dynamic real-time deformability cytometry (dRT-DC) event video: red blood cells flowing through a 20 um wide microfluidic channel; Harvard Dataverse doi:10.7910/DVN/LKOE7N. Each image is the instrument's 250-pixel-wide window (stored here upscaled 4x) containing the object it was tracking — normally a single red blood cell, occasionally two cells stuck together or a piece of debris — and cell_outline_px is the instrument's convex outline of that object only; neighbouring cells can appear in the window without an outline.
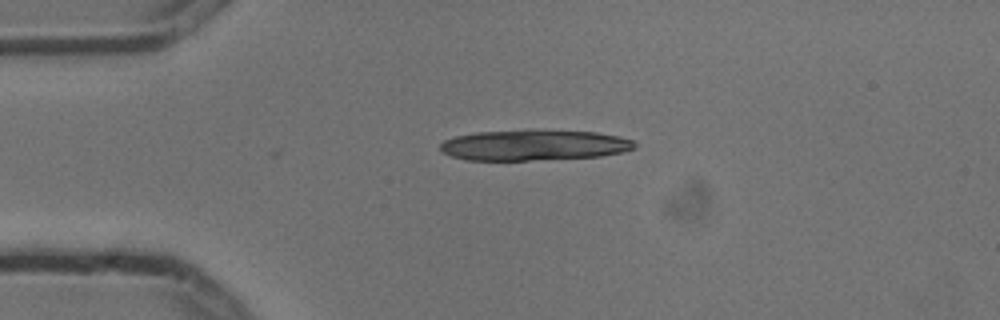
{"species": "common noctule bat (a hibernating species)", "species_latin": "Nyctalus noctula", "temperature_condition": "cold", "stored_images_in_passage": 1, "camera_frame_rate_fps": 3000, "um_per_image_px": 0.085, "animal": {"sex": "male", "body_mass_g": 13.3}, "frame": {"image": 1, "passage_image": 1, "time_ms": 0.0, "image_size_px": [1000, 320], "cell_outline_px": [[636, 148], [624, 152], [600, 156], [528, 160], [464, 160], [452, 156], [444, 152], [440, 148], [440, 144], [444, 140], [452, 136], [476, 132], [536, 128], [596, 132], [620, 136], [632, 140], [636, 144]], "centroid_in_image_um": [45.39, 12.3], "position_along_channel_um": 39.6, "area_um2": 35.49}}